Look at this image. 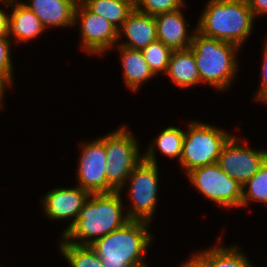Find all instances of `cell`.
Instances as JSON below:
<instances>
[{
  "label": "cell",
  "instance_id": "cell-25",
  "mask_svg": "<svg viewBox=\"0 0 267 267\" xmlns=\"http://www.w3.org/2000/svg\"><path fill=\"white\" fill-rule=\"evenodd\" d=\"M134 4L136 10L153 16L176 11L184 6L183 0H134Z\"/></svg>",
  "mask_w": 267,
  "mask_h": 267
},
{
  "label": "cell",
  "instance_id": "cell-23",
  "mask_svg": "<svg viewBox=\"0 0 267 267\" xmlns=\"http://www.w3.org/2000/svg\"><path fill=\"white\" fill-rule=\"evenodd\" d=\"M245 188H248L247 192ZM251 200L267 203V160L259 171L243 184L241 207Z\"/></svg>",
  "mask_w": 267,
  "mask_h": 267
},
{
  "label": "cell",
  "instance_id": "cell-6",
  "mask_svg": "<svg viewBox=\"0 0 267 267\" xmlns=\"http://www.w3.org/2000/svg\"><path fill=\"white\" fill-rule=\"evenodd\" d=\"M106 176L108 184L115 190L121 191L129 175L141 162L137 140L125 126L113 131L105 137Z\"/></svg>",
  "mask_w": 267,
  "mask_h": 267
},
{
  "label": "cell",
  "instance_id": "cell-15",
  "mask_svg": "<svg viewBox=\"0 0 267 267\" xmlns=\"http://www.w3.org/2000/svg\"><path fill=\"white\" fill-rule=\"evenodd\" d=\"M121 28L129 42L121 43L119 46L142 50L157 40V26L154 16L136 9L128 15Z\"/></svg>",
  "mask_w": 267,
  "mask_h": 267
},
{
  "label": "cell",
  "instance_id": "cell-29",
  "mask_svg": "<svg viewBox=\"0 0 267 267\" xmlns=\"http://www.w3.org/2000/svg\"><path fill=\"white\" fill-rule=\"evenodd\" d=\"M181 267H209L207 259L201 254L193 255V257L184 263Z\"/></svg>",
  "mask_w": 267,
  "mask_h": 267
},
{
  "label": "cell",
  "instance_id": "cell-30",
  "mask_svg": "<svg viewBox=\"0 0 267 267\" xmlns=\"http://www.w3.org/2000/svg\"><path fill=\"white\" fill-rule=\"evenodd\" d=\"M9 16L0 9V36H8Z\"/></svg>",
  "mask_w": 267,
  "mask_h": 267
},
{
  "label": "cell",
  "instance_id": "cell-21",
  "mask_svg": "<svg viewBox=\"0 0 267 267\" xmlns=\"http://www.w3.org/2000/svg\"><path fill=\"white\" fill-rule=\"evenodd\" d=\"M201 254L207 259L209 267H253L236 246L230 248L215 246L203 250Z\"/></svg>",
  "mask_w": 267,
  "mask_h": 267
},
{
  "label": "cell",
  "instance_id": "cell-5",
  "mask_svg": "<svg viewBox=\"0 0 267 267\" xmlns=\"http://www.w3.org/2000/svg\"><path fill=\"white\" fill-rule=\"evenodd\" d=\"M185 132L180 164L190 171L217 163L222 148L232 137L229 133L208 124L189 123Z\"/></svg>",
  "mask_w": 267,
  "mask_h": 267
},
{
  "label": "cell",
  "instance_id": "cell-13",
  "mask_svg": "<svg viewBox=\"0 0 267 267\" xmlns=\"http://www.w3.org/2000/svg\"><path fill=\"white\" fill-rule=\"evenodd\" d=\"M157 26V40L163 42L172 50L188 49L193 36L187 35L186 24L181 10L160 13L154 16Z\"/></svg>",
  "mask_w": 267,
  "mask_h": 267
},
{
  "label": "cell",
  "instance_id": "cell-8",
  "mask_svg": "<svg viewBox=\"0 0 267 267\" xmlns=\"http://www.w3.org/2000/svg\"><path fill=\"white\" fill-rule=\"evenodd\" d=\"M157 164L141 160L129 175L130 200L132 205L127 212L131 220H143L150 222L155 213L158 190Z\"/></svg>",
  "mask_w": 267,
  "mask_h": 267
},
{
  "label": "cell",
  "instance_id": "cell-1",
  "mask_svg": "<svg viewBox=\"0 0 267 267\" xmlns=\"http://www.w3.org/2000/svg\"><path fill=\"white\" fill-rule=\"evenodd\" d=\"M120 193L121 191L90 194L75 223L62 235L65 241L76 245H90L131 221L128 215H122ZM93 236L95 238L90 239ZM73 238L80 239L81 243L71 241Z\"/></svg>",
  "mask_w": 267,
  "mask_h": 267
},
{
  "label": "cell",
  "instance_id": "cell-24",
  "mask_svg": "<svg viewBox=\"0 0 267 267\" xmlns=\"http://www.w3.org/2000/svg\"><path fill=\"white\" fill-rule=\"evenodd\" d=\"M149 65L150 70L156 75L158 72H166L173 50L163 42L156 40L141 50Z\"/></svg>",
  "mask_w": 267,
  "mask_h": 267
},
{
  "label": "cell",
  "instance_id": "cell-32",
  "mask_svg": "<svg viewBox=\"0 0 267 267\" xmlns=\"http://www.w3.org/2000/svg\"><path fill=\"white\" fill-rule=\"evenodd\" d=\"M3 4H5V5H7V6H9V3L10 4H13V1L14 0H0ZM9 1V2H8ZM7 2V3H6Z\"/></svg>",
  "mask_w": 267,
  "mask_h": 267
},
{
  "label": "cell",
  "instance_id": "cell-3",
  "mask_svg": "<svg viewBox=\"0 0 267 267\" xmlns=\"http://www.w3.org/2000/svg\"><path fill=\"white\" fill-rule=\"evenodd\" d=\"M253 20L246 0H210L196 31L240 47L252 31Z\"/></svg>",
  "mask_w": 267,
  "mask_h": 267
},
{
  "label": "cell",
  "instance_id": "cell-20",
  "mask_svg": "<svg viewBox=\"0 0 267 267\" xmlns=\"http://www.w3.org/2000/svg\"><path fill=\"white\" fill-rule=\"evenodd\" d=\"M184 137L185 132L179 128L170 126L164 129L160 135L157 136V139L154 140L145 155H143V160L152 164H157L154 154V146L156 144L161 153L165 156H169L171 158L178 157L180 161Z\"/></svg>",
  "mask_w": 267,
  "mask_h": 267
},
{
  "label": "cell",
  "instance_id": "cell-12",
  "mask_svg": "<svg viewBox=\"0 0 267 267\" xmlns=\"http://www.w3.org/2000/svg\"><path fill=\"white\" fill-rule=\"evenodd\" d=\"M90 193L80 186L76 188H57L50 191L44 197V212L51 219H65L74 217L71 224L63 234L75 223L79 217L85 201L89 198Z\"/></svg>",
  "mask_w": 267,
  "mask_h": 267
},
{
  "label": "cell",
  "instance_id": "cell-11",
  "mask_svg": "<svg viewBox=\"0 0 267 267\" xmlns=\"http://www.w3.org/2000/svg\"><path fill=\"white\" fill-rule=\"evenodd\" d=\"M78 18L81 23L82 47L87 52L101 54L119 41V30L79 1L75 8V23Z\"/></svg>",
  "mask_w": 267,
  "mask_h": 267
},
{
  "label": "cell",
  "instance_id": "cell-27",
  "mask_svg": "<svg viewBox=\"0 0 267 267\" xmlns=\"http://www.w3.org/2000/svg\"><path fill=\"white\" fill-rule=\"evenodd\" d=\"M263 56V66H262V80L261 87L256 95L257 100L262 102H267V41L265 44Z\"/></svg>",
  "mask_w": 267,
  "mask_h": 267
},
{
  "label": "cell",
  "instance_id": "cell-14",
  "mask_svg": "<svg viewBox=\"0 0 267 267\" xmlns=\"http://www.w3.org/2000/svg\"><path fill=\"white\" fill-rule=\"evenodd\" d=\"M76 0H30L24 3L42 22L43 26H72L75 24Z\"/></svg>",
  "mask_w": 267,
  "mask_h": 267
},
{
  "label": "cell",
  "instance_id": "cell-10",
  "mask_svg": "<svg viewBox=\"0 0 267 267\" xmlns=\"http://www.w3.org/2000/svg\"><path fill=\"white\" fill-rule=\"evenodd\" d=\"M232 136L222 148L217 160L219 167L241 185L247 182L267 160V151H256L238 145Z\"/></svg>",
  "mask_w": 267,
  "mask_h": 267
},
{
  "label": "cell",
  "instance_id": "cell-17",
  "mask_svg": "<svg viewBox=\"0 0 267 267\" xmlns=\"http://www.w3.org/2000/svg\"><path fill=\"white\" fill-rule=\"evenodd\" d=\"M14 3L15 7L9 16L8 36H14L18 42H27L39 36L46 29L42 22L24 2L15 0Z\"/></svg>",
  "mask_w": 267,
  "mask_h": 267
},
{
  "label": "cell",
  "instance_id": "cell-2",
  "mask_svg": "<svg viewBox=\"0 0 267 267\" xmlns=\"http://www.w3.org/2000/svg\"><path fill=\"white\" fill-rule=\"evenodd\" d=\"M148 224L143 220H131L122 228L93 241L90 246L103 267H147L142 256L152 239Z\"/></svg>",
  "mask_w": 267,
  "mask_h": 267
},
{
  "label": "cell",
  "instance_id": "cell-22",
  "mask_svg": "<svg viewBox=\"0 0 267 267\" xmlns=\"http://www.w3.org/2000/svg\"><path fill=\"white\" fill-rule=\"evenodd\" d=\"M60 249L71 267H103L102 261L90 245H76L64 240Z\"/></svg>",
  "mask_w": 267,
  "mask_h": 267
},
{
  "label": "cell",
  "instance_id": "cell-31",
  "mask_svg": "<svg viewBox=\"0 0 267 267\" xmlns=\"http://www.w3.org/2000/svg\"><path fill=\"white\" fill-rule=\"evenodd\" d=\"M11 85L3 76H0V105H2V97H3V92L4 89L6 88L5 86Z\"/></svg>",
  "mask_w": 267,
  "mask_h": 267
},
{
  "label": "cell",
  "instance_id": "cell-19",
  "mask_svg": "<svg viewBox=\"0 0 267 267\" xmlns=\"http://www.w3.org/2000/svg\"><path fill=\"white\" fill-rule=\"evenodd\" d=\"M91 12L101 16L119 30L128 15L135 9L134 0H82ZM120 25V27L118 26Z\"/></svg>",
  "mask_w": 267,
  "mask_h": 267
},
{
  "label": "cell",
  "instance_id": "cell-4",
  "mask_svg": "<svg viewBox=\"0 0 267 267\" xmlns=\"http://www.w3.org/2000/svg\"><path fill=\"white\" fill-rule=\"evenodd\" d=\"M190 48L193 51L201 82L226 89L235 77V53L239 47L233 43L194 33Z\"/></svg>",
  "mask_w": 267,
  "mask_h": 267
},
{
  "label": "cell",
  "instance_id": "cell-26",
  "mask_svg": "<svg viewBox=\"0 0 267 267\" xmlns=\"http://www.w3.org/2000/svg\"><path fill=\"white\" fill-rule=\"evenodd\" d=\"M8 36H0V76L12 84V69L10 43Z\"/></svg>",
  "mask_w": 267,
  "mask_h": 267
},
{
  "label": "cell",
  "instance_id": "cell-28",
  "mask_svg": "<svg viewBox=\"0 0 267 267\" xmlns=\"http://www.w3.org/2000/svg\"><path fill=\"white\" fill-rule=\"evenodd\" d=\"M253 12L254 17L260 14H267V0H246Z\"/></svg>",
  "mask_w": 267,
  "mask_h": 267
},
{
  "label": "cell",
  "instance_id": "cell-18",
  "mask_svg": "<svg viewBox=\"0 0 267 267\" xmlns=\"http://www.w3.org/2000/svg\"><path fill=\"white\" fill-rule=\"evenodd\" d=\"M123 67V78L130 90L136 91L143 82L155 76L145 60L143 52L119 46Z\"/></svg>",
  "mask_w": 267,
  "mask_h": 267
},
{
  "label": "cell",
  "instance_id": "cell-9",
  "mask_svg": "<svg viewBox=\"0 0 267 267\" xmlns=\"http://www.w3.org/2000/svg\"><path fill=\"white\" fill-rule=\"evenodd\" d=\"M82 155L77 170L80 187L92 193L115 191L107 181L105 136L82 145Z\"/></svg>",
  "mask_w": 267,
  "mask_h": 267
},
{
  "label": "cell",
  "instance_id": "cell-16",
  "mask_svg": "<svg viewBox=\"0 0 267 267\" xmlns=\"http://www.w3.org/2000/svg\"><path fill=\"white\" fill-rule=\"evenodd\" d=\"M166 73L171 77L173 83L181 88H187L201 82L191 48L173 50Z\"/></svg>",
  "mask_w": 267,
  "mask_h": 267
},
{
  "label": "cell",
  "instance_id": "cell-7",
  "mask_svg": "<svg viewBox=\"0 0 267 267\" xmlns=\"http://www.w3.org/2000/svg\"><path fill=\"white\" fill-rule=\"evenodd\" d=\"M190 181L220 207H241L243 185L229 177L217 163L187 173Z\"/></svg>",
  "mask_w": 267,
  "mask_h": 267
}]
</instances>
